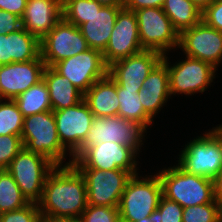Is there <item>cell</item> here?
I'll list each match as a JSON object with an SVG mask.
<instances>
[{"label":"cell","instance_id":"44dd1931","mask_svg":"<svg viewBox=\"0 0 222 222\" xmlns=\"http://www.w3.org/2000/svg\"><path fill=\"white\" fill-rule=\"evenodd\" d=\"M170 94L169 72L161 61L143 81L139 99L144 111L153 119L167 102Z\"/></svg>","mask_w":222,"mask_h":222},{"label":"cell","instance_id":"d4e9b609","mask_svg":"<svg viewBox=\"0 0 222 222\" xmlns=\"http://www.w3.org/2000/svg\"><path fill=\"white\" fill-rule=\"evenodd\" d=\"M162 10L179 35L202 21V11L191 0H165Z\"/></svg>","mask_w":222,"mask_h":222},{"label":"cell","instance_id":"ffe728a7","mask_svg":"<svg viewBox=\"0 0 222 222\" xmlns=\"http://www.w3.org/2000/svg\"><path fill=\"white\" fill-rule=\"evenodd\" d=\"M40 55V40L23 27L9 34H0V66L27 62Z\"/></svg>","mask_w":222,"mask_h":222},{"label":"cell","instance_id":"277c9868","mask_svg":"<svg viewBox=\"0 0 222 222\" xmlns=\"http://www.w3.org/2000/svg\"><path fill=\"white\" fill-rule=\"evenodd\" d=\"M21 138L28 151L62 165L67 149L60 142L53 110L24 117Z\"/></svg>","mask_w":222,"mask_h":222},{"label":"cell","instance_id":"cb8c5ba5","mask_svg":"<svg viewBox=\"0 0 222 222\" xmlns=\"http://www.w3.org/2000/svg\"><path fill=\"white\" fill-rule=\"evenodd\" d=\"M53 111L76 105L83 100L84 94L68 78L60 75L52 67L46 66L43 73Z\"/></svg>","mask_w":222,"mask_h":222},{"label":"cell","instance_id":"6da1fadb","mask_svg":"<svg viewBox=\"0 0 222 222\" xmlns=\"http://www.w3.org/2000/svg\"><path fill=\"white\" fill-rule=\"evenodd\" d=\"M87 205L84 176L73 164L56 166L48 174L38 202L41 215L79 219Z\"/></svg>","mask_w":222,"mask_h":222},{"label":"cell","instance_id":"8992f818","mask_svg":"<svg viewBox=\"0 0 222 222\" xmlns=\"http://www.w3.org/2000/svg\"><path fill=\"white\" fill-rule=\"evenodd\" d=\"M178 165L189 174L213 180L222 170V138L214 128L191 140L182 150Z\"/></svg>","mask_w":222,"mask_h":222},{"label":"cell","instance_id":"ba28073f","mask_svg":"<svg viewBox=\"0 0 222 222\" xmlns=\"http://www.w3.org/2000/svg\"><path fill=\"white\" fill-rule=\"evenodd\" d=\"M138 33L144 50H155L163 55L179 46V33L174 29L162 8L148 7L134 11Z\"/></svg>","mask_w":222,"mask_h":222},{"label":"cell","instance_id":"bcb514c9","mask_svg":"<svg viewBox=\"0 0 222 222\" xmlns=\"http://www.w3.org/2000/svg\"><path fill=\"white\" fill-rule=\"evenodd\" d=\"M222 138V124L219 125V127L217 126L215 129H214Z\"/></svg>","mask_w":222,"mask_h":222},{"label":"cell","instance_id":"ee69618b","mask_svg":"<svg viewBox=\"0 0 222 222\" xmlns=\"http://www.w3.org/2000/svg\"><path fill=\"white\" fill-rule=\"evenodd\" d=\"M148 222H158V209H155V211L148 217Z\"/></svg>","mask_w":222,"mask_h":222},{"label":"cell","instance_id":"d6986e66","mask_svg":"<svg viewBox=\"0 0 222 222\" xmlns=\"http://www.w3.org/2000/svg\"><path fill=\"white\" fill-rule=\"evenodd\" d=\"M61 18L60 0H27L21 24L41 41Z\"/></svg>","mask_w":222,"mask_h":222},{"label":"cell","instance_id":"4316f807","mask_svg":"<svg viewBox=\"0 0 222 222\" xmlns=\"http://www.w3.org/2000/svg\"><path fill=\"white\" fill-rule=\"evenodd\" d=\"M14 101L24 117L52 110L49 91L43 79L18 95Z\"/></svg>","mask_w":222,"mask_h":222},{"label":"cell","instance_id":"7402d4cb","mask_svg":"<svg viewBox=\"0 0 222 222\" xmlns=\"http://www.w3.org/2000/svg\"><path fill=\"white\" fill-rule=\"evenodd\" d=\"M121 6H103L79 29L86 39L89 48L103 52L109 42L115 21Z\"/></svg>","mask_w":222,"mask_h":222},{"label":"cell","instance_id":"60d3db41","mask_svg":"<svg viewBox=\"0 0 222 222\" xmlns=\"http://www.w3.org/2000/svg\"><path fill=\"white\" fill-rule=\"evenodd\" d=\"M41 222H80V220L75 219V218L42 216L41 217Z\"/></svg>","mask_w":222,"mask_h":222},{"label":"cell","instance_id":"7bdbcfd3","mask_svg":"<svg viewBox=\"0 0 222 222\" xmlns=\"http://www.w3.org/2000/svg\"><path fill=\"white\" fill-rule=\"evenodd\" d=\"M198 8L203 11L208 7L214 0H191Z\"/></svg>","mask_w":222,"mask_h":222},{"label":"cell","instance_id":"9a60e30c","mask_svg":"<svg viewBox=\"0 0 222 222\" xmlns=\"http://www.w3.org/2000/svg\"><path fill=\"white\" fill-rule=\"evenodd\" d=\"M178 48L185 56L207 62L217 69L222 62V32L201 21L179 35Z\"/></svg>","mask_w":222,"mask_h":222},{"label":"cell","instance_id":"484cf974","mask_svg":"<svg viewBox=\"0 0 222 222\" xmlns=\"http://www.w3.org/2000/svg\"><path fill=\"white\" fill-rule=\"evenodd\" d=\"M139 91L140 89L122 88L117 84V95L120 102L118 116L135 122L147 130L153 119L144 111L139 99Z\"/></svg>","mask_w":222,"mask_h":222},{"label":"cell","instance_id":"5bb4252c","mask_svg":"<svg viewBox=\"0 0 222 222\" xmlns=\"http://www.w3.org/2000/svg\"><path fill=\"white\" fill-rule=\"evenodd\" d=\"M144 50L138 33V22L134 11L122 7L117 15L109 42L102 52L107 66L120 59Z\"/></svg>","mask_w":222,"mask_h":222},{"label":"cell","instance_id":"836d02e7","mask_svg":"<svg viewBox=\"0 0 222 222\" xmlns=\"http://www.w3.org/2000/svg\"><path fill=\"white\" fill-rule=\"evenodd\" d=\"M38 203L30 202L25 207L0 214V222H41Z\"/></svg>","mask_w":222,"mask_h":222},{"label":"cell","instance_id":"4fadbf2b","mask_svg":"<svg viewBox=\"0 0 222 222\" xmlns=\"http://www.w3.org/2000/svg\"><path fill=\"white\" fill-rule=\"evenodd\" d=\"M52 68L68 78L83 94L97 80L108 74V66L104 62L102 52L91 48L55 63Z\"/></svg>","mask_w":222,"mask_h":222},{"label":"cell","instance_id":"f546056e","mask_svg":"<svg viewBox=\"0 0 222 222\" xmlns=\"http://www.w3.org/2000/svg\"><path fill=\"white\" fill-rule=\"evenodd\" d=\"M2 101L0 99V135H19L21 137L24 116L14 100Z\"/></svg>","mask_w":222,"mask_h":222},{"label":"cell","instance_id":"1f68e13d","mask_svg":"<svg viewBox=\"0 0 222 222\" xmlns=\"http://www.w3.org/2000/svg\"><path fill=\"white\" fill-rule=\"evenodd\" d=\"M79 220L80 222H120L119 208L87 205Z\"/></svg>","mask_w":222,"mask_h":222},{"label":"cell","instance_id":"8fae6325","mask_svg":"<svg viewBox=\"0 0 222 222\" xmlns=\"http://www.w3.org/2000/svg\"><path fill=\"white\" fill-rule=\"evenodd\" d=\"M167 55H163L162 61L167 65L169 72L170 94L192 95L193 93L206 91L213 78L216 68L202 60L186 56L187 59L169 65ZM171 66V67H170Z\"/></svg>","mask_w":222,"mask_h":222},{"label":"cell","instance_id":"f35d334b","mask_svg":"<svg viewBox=\"0 0 222 222\" xmlns=\"http://www.w3.org/2000/svg\"><path fill=\"white\" fill-rule=\"evenodd\" d=\"M164 2L165 0H127L124 7L131 11L148 7L162 8Z\"/></svg>","mask_w":222,"mask_h":222},{"label":"cell","instance_id":"52a82bcc","mask_svg":"<svg viewBox=\"0 0 222 222\" xmlns=\"http://www.w3.org/2000/svg\"><path fill=\"white\" fill-rule=\"evenodd\" d=\"M56 165L45 156L25 147L12 159L6 170L13 176L29 202L38 203L48 174Z\"/></svg>","mask_w":222,"mask_h":222},{"label":"cell","instance_id":"83f0119b","mask_svg":"<svg viewBox=\"0 0 222 222\" xmlns=\"http://www.w3.org/2000/svg\"><path fill=\"white\" fill-rule=\"evenodd\" d=\"M29 203L13 176L6 169H0V214L21 209Z\"/></svg>","mask_w":222,"mask_h":222},{"label":"cell","instance_id":"7a4b0ae2","mask_svg":"<svg viewBox=\"0 0 222 222\" xmlns=\"http://www.w3.org/2000/svg\"><path fill=\"white\" fill-rule=\"evenodd\" d=\"M162 183V195L183 208L211 203L214 198L213 180L189 174L179 165L157 173Z\"/></svg>","mask_w":222,"mask_h":222},{"label":"cell","instance_id":"e0dca14e","mask_svg":"<svg viewBox=\"0 0 222 222\" xmlns=\"http://www.w3.org/2000/svg\"><path fill=\"white\" fill-rule=\"evenodd\" d=\"M163 54L155 50L141 52L113 62L109 76L122 88L141 89L148 74L162 61Z\"/></svg>","mask_w":222,"mask_h":222},{"label":"cell","instance_id":"3957f363","mask_svg":"<svg viewBox=\"0 0 222 222\" xmlns=\"http://www.w3.org/2000/svg\"><path fill=\"white\" fill-rule=\"evenodd\" d=\"M162 183L158 174L142 180L138 173L129 179L119 204L120 222H148L158 208Z\"/></svg>","mask_w":222,"mask_h":222},{"label":"cell","instance_id":"7dc6e473","mask_svg":"<svg viewBox=\"0 0 222 222\" xmlns=\"http://www.w3.org/2000/svg\"><path fill=\"white\" fill-rule=\"evenodd\" d=\"M68 0H60L61 6H63Z\"/></svg>","mask_w":222,"mask_h":222},{"label":"cell","instance_id":"ac0fdd59","mask_svg":"<svg viewBox=\"0 0 222 222\" xmlns=\"http://www.w3.org/2000/svg\"><path fill=\"white\" fill-rule=\"evenodd\" d=\"M46 64L41 55L27 62H12L0 66V99L14 100L43 79Z\"/></svg>","mask_w":222,"mask_h":222},{"label":"cell","instance_id":"ab89813d","mask_svg":"<svg viewBox=\"0 0 222 222\" xmlns=\"http://www.w3.org/2000/svg\"><path fill=\"white\" fill-rule=\"evenodd\" d=\"M214 198L216 201H222V170L213 179Z\"/></svg>","mask_w":222,"mask_h":222},{"label":"cell","instance_id":"f1b7e54d","mask_svg":"<svg viewBox=\"0 0 222 222\" xmlns=\"http://www.w3.org/2000/svg\"><path fill=\"white\" fill-rule=\"evenodd\" d=\"M103 5L94 0H68L62 6V17L69 23L79 27L100 10Z\"/></svg>","mask_w":222,"mask_h":222},{"label":"cell","instance_id":"8d00e7d4","mask_svg":"<svg viewBox=\"0 0 222 222\" xmlns=\"http://www.w3.org/2000/svg\"><path fill=\"white\" fill-rule=\"evenodd\" d=\"M22 27L21 18L8 11L0 10V34H9Z\"/></svg>","mask_w":222,"mask_h":222},{"label":"cell","instance_id":"30bf717a","mask_svg":"<svg viewBox=\"0 0 222 222\" xmlns=\"http://www.w3.org/2000/svg\"><path fill=\"white\" fill-rule=\"evenodd\" d=\"M40 48L41 58L49 67L90 49L79 27L67 22L63 17L40 41Z\"/></svg>","mask_w":222,"mask_h":222},{"label":"cell","instance_id":"f6af8a7d","mask_svg":"<svg viewBox=\"0 0 222 222\" xmlns=\"http://www.w3.org/2000/svg\"><path fill=\"white\" fill-rule=\"evenodd\" d=\"M219 203V217L220 222H222V201H217Z\"/></svg>","mask_w":222,"mask_h":222},{"label":"cell","instance_id":"d590c367","mask_svg":"<svg viewBox=\"0 0 222 222\" xmlns=\"http://www.w3.org/2000/svg\"><path fill=\"white\" fill-rule=\"evenodd\" d=\"M202 21L222 32V0H214L202 11Z\"/></svg>","mask_w":222,"mask_h":222},{"label":"cell","instance_id":"7c38bea8","mask_svg":"<svg viewBox=\"0 0 222 222\" xmlns=\"http://www.w3.org/2000/svg\"><path fill=\"white\" fill-rule=\"evenodd\" d=\"M137 153L129 146L116 142H102L89 146L75 160L76 168L101 170L123 169L132 175L137 174Z\"/></svg>","mask_w":222,"mask_h":222},{"label":"cell","instance_id":"74e56055","mask_svg":"<svg viewBox=\"0 0 222 222\" xmlns=\"http://www.w3.org/2000/svg\"><path fill=\"white\" fill-rule=\"evenodd\" d=\"M27 0H0V10L8 11L22 18Z\"/></svg>","mask_w":222,"mask_h":222},{"label":"cell","instance_id":"603a6c76","mask_svg":"<svg viewBox=\"0 0 222 222\" xmlns=\"http://www.w3.org/2000/svg\"><path fill=\"white\" fill-rule=\"evenodd\" d=\"M83 99L94 117L118 116L117 83L107 74L97 80L84 94Z\"/></svg>","mask_w":222,"mask_h":222},{"label":"cell","instance_id":"2e32d148","mask_svg":"<svg viewBox=\"0 0 222 222\" xmlns=\"http://www.w3.org/2000/svg\"><path fill=\"white\" fill-rule=\"evenodd\" d=\"M53 114L60 142L70 151L71 157L86 138L94 115L84 99L74 106L53 111Z\"/></svg>","mask_w":222,"mask_h":222},{"label":"cell","instance_id":"e575fe53","mask_svg":"<svg viewBox=\"0 0 222 222\" xmlns=\"http://www.w3.org/2000/svg\"><path fill=\"white\" fill-rule=\"evenodd\" d=\"M158 222H182L183 207L163 195L158 204Z\"/></svg>","mask_w":222,"mask_h":222},{"label":"cell","instance_id":"9c48e42d","mask_svg":"<svg viewBox=\"0 0 222 222\" xmlns=\"http://www.w3.org/2000/svg\"><path fill=\"white\" fill-rule=\"evenodd\" d=\"M84 176L88 205L119 207L124 189L132 174L123 169L77 168Z\"/></svg>","mask_w":222,"mask_h":222},{"label":"cell","instance_id":"5b68a950","mask_svg":"<svg viewBox=\"0 0 222 222\" xmlns=\"http://www.w3.org/2000/svg\"><path fill=\"white\" fill-rule=\"evenodd\" d=\"M145 129L135 122L119 116L94 117L92 126L81 146L72 154V160L65 163L71 165L86 148L102 142H116L131 147L137 154L141 147Z\"/></svg>","mask_w":222,"mask_h":222},{"label":"cell","instance_id":"b9f144b4","mask_svg":"<svg viewBox=\"0 0 222 222\" xmlns=\"http://www.w3.org/2000/svg\"><path fill=\"white\" fill-rule=\"evenodd\" d=\"M103 6H121L124 7L127 0H94Z\"/></svg>","mask_w":222,"mask_h":222},{"label":"cell","instance_id":"d6a6232c","mask_svg":"<svg viewBox=\"0 0 222 222\" xmlns=\"http://www.w3.org/2000/svg\"><path fill=\"white\" fill-rule=\"evenodd\" d=\"M23 148L19 135H0V169H6Z\"/></svg>","mask_w":222,"mask_h":222},{"label":"cell","instance_id":"4dcf8cb0","mask_svg":"<svg viewBox=\"0 0 222 222\" xmlns=\"http://www.w3.org/2000/svg\"><path fill=\"white\" fill-rule=\"evenodd\" d=\"M182 222H220L219 203L214 199L208 204L183 208Z\"/></svg>","mask_w":222,"mask_h":222}]
</instances>
